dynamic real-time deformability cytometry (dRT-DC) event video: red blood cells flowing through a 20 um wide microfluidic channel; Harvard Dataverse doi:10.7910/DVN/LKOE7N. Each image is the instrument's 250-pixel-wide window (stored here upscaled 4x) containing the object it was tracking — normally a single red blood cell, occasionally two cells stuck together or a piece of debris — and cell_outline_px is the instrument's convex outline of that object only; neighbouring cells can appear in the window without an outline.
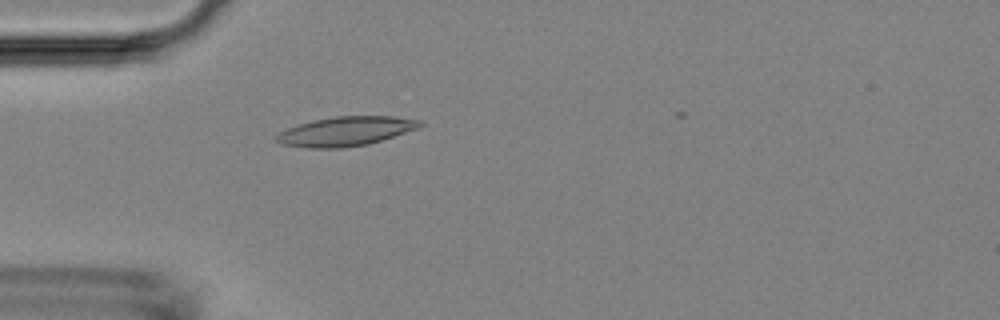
{"species": "Egyptian fruit bat (a non-hibernating species)", "species_latin": "Rousettus aegyptiacus", "temperature_condition": "room temperature", "stored_images_in_passage": 1, "camera_frame_rate_fps": 3000, "um_per_image_px": 0.085, "animal": {"sex": "female"}, "frame": {"image": 1, "passage_image": 1, "time_ms": 0.0, "image_size_px": [1000, 320], "cell_outline_px": [[424, 124], [420, 128], [368, 144], [344, 148], [308, 148], [280, 144], [272, 140], [272, 136], [276, 132], [312, 120], [336, 116], [392, 116], [424, 120]], "centroid_in_image_um": [29.35, 11.16], "position_along_channel_um": 55.7, "area_um2": 24.97}}